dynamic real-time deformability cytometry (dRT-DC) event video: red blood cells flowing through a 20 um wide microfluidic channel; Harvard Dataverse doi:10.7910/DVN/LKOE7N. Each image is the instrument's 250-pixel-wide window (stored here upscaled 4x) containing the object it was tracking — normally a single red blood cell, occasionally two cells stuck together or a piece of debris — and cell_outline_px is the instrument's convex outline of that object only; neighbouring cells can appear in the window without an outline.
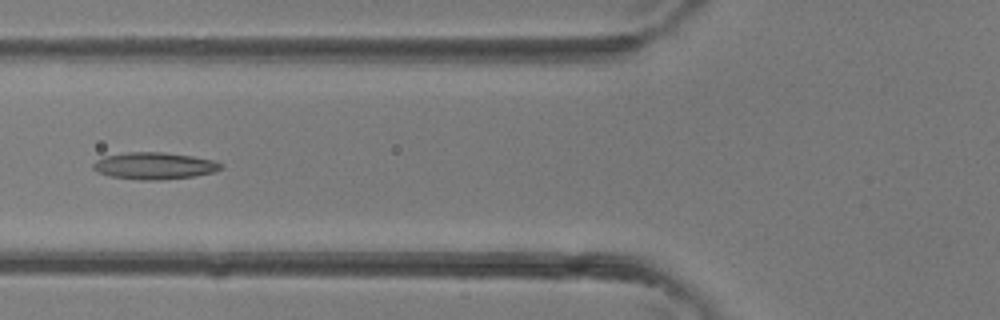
{"species": "common noctule bat (a hibernating species)", "species_latin": "Nyctalus noctula", "temperature_condition": "room temperature", "stored_images_in_passage": 4, "camera_frame_rate_fps": 3000, "um_per_image_px": 0.085, "animal": {"sex": "female"}, "frame": {"image": 1, "passage_image": 4, "time_ms": 1.0, "image_size_px": [1000, 320], "cell_outline_px": [[224, 168], [216, 172], [192, 176], [160, 180], [140, 180], [108, 176], [96, 172], [92, 168], [92, 164], [96, 160], [104, 156], [128, 152], [164, 152], [192, 156], [212, 160], [224, 164]], "centroid_in_image_um": [13.11, 14.1], "position_along_channel_um": 112.7, "area_um2": 20.23}}